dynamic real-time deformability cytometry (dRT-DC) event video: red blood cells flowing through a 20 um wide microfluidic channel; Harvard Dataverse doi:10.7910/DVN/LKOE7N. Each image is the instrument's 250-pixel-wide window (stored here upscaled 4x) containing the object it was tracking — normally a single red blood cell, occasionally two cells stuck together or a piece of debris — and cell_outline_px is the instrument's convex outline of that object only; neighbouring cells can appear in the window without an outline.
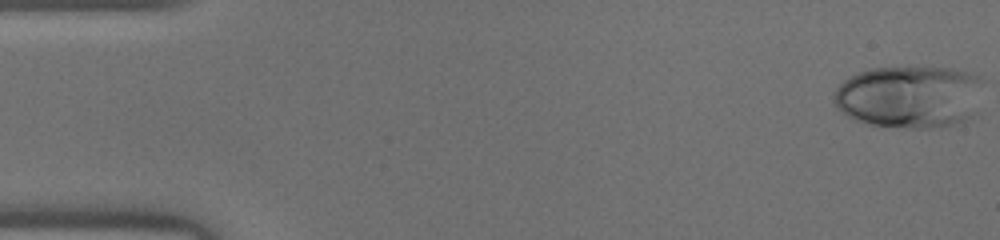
{"species": "human", "species_latin": "Homo sapiens", "temperature_condition": "warm", "stored_images_in_passage": 46, "camera_frame_rate_fps": 3000, "um_per_image_px": 0.085, "donor": {"sex": "male"}, "frame": {"image": 1, "passage_image": 1, "time_ms": 0.0, "image_size_px": [1000, 240], "cell_outline_px": [[984, 80], [980, 116], [940, 128], [912, 128], [868, 124], [856, 120], [848, 116], [836, 108], [832, 104], [832, 92], [848, 76], [872, 68], [948, 68], [980, 76]], "centroid_in_image_um": [77.38, 8.25], "position_along_channel_um": 7.6, "area_um2": 55.78}}
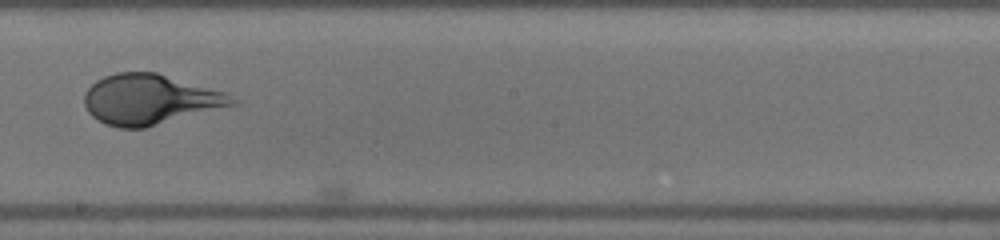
{"frame": {"image": 2, "passage_image": 26, "time_ms": 8.333, "image_size_px": [1000, 240], "cell_outline_px": [[240, 100], [236, 104], [144, 128], [120, 128], [104, 124], [92, 116], [88, 112], [84, 104], [84, 92], [96, 80], [104, 76], [116, 72], [156, 72], [228, 92]], "centroid_in_image_um": [12.75, 8.44], "position_along_channel_um": 235.5, "area_um2": 43.47}}
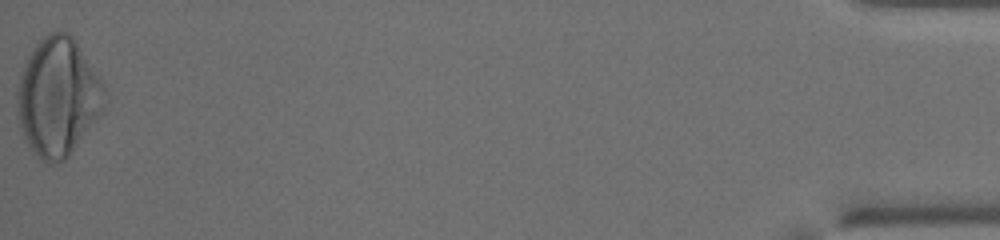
{"frame": {"image": 3, "passage_image": 46, "time_ms": 15.0, "image_size_px": [1000, 240], "cell_outline_px": [[104, 104], [100, 112], [72, 152], [64, 160], [56, 164], [48, 164], [36, 160], [28, 148], [24, 140], [20, 128], [16, 108], [16, 92], [20, 76], [24, 64], [32, 48], [48, 32], [68, 32], [76, 40], [104, 80]], "centroid_in_image_um": [4.89, 8.26], "position_along_channel_um": 430.3, "area_um2": 60.92}}